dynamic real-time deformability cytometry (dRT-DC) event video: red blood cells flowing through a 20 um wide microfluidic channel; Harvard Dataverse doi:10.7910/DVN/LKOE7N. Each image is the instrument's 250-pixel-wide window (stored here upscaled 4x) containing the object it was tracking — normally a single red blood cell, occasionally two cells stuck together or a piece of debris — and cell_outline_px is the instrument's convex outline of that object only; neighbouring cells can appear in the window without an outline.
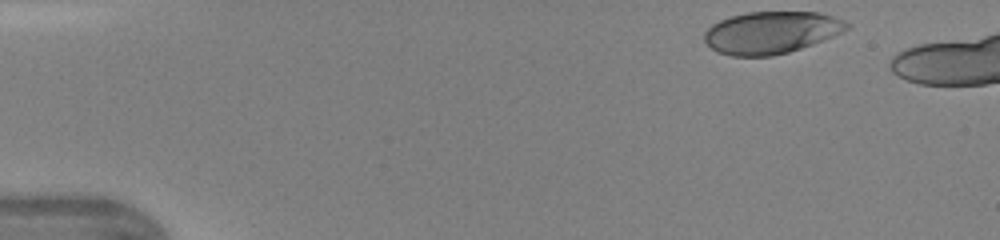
{"species": "human", "species_latin": "Homo sapiens", "temperature_condition": "warm", "stored_images_in_passage": 6, "camera_frame_rate_fps": 3000, "um_per_image_px": 0.085, "donor": {"sex": "female"}, "frame": {"image": 1, "passage_image": 1, "time_ms": 0.0, "image_size_px": [1000, 240], "cell_outline_px": [[852, 24], [848, 28], [832, 36], [812, 44], [788, 52], [772, 56], [732, 56], [716, 52], [704, 40], [704, 32], [712, 24], [720, 20], [732, 16], [748, 12], [820, 12], [844, 20]], "centroid_in_image_um": [65.54, 2.76], "position_along_channel_um": 19.5, "area_um2": 34.85}}